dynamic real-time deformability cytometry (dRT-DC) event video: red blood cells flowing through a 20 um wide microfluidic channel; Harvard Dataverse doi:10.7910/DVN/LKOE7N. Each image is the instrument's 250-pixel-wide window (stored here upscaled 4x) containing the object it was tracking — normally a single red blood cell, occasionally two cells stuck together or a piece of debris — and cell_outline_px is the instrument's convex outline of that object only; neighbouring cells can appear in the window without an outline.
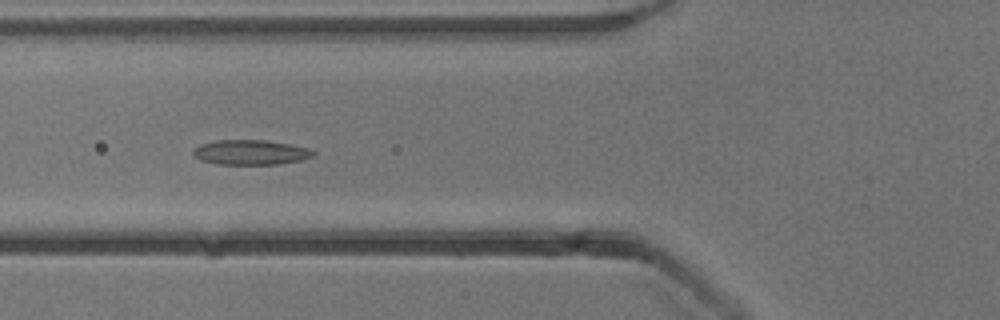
{"species": "common noctule bat (a hibernating species)", "species_latin": "Nyctalus noctula", "temperature_condition": "cold", "stored_images_in_passage": 35, "camera_frame_rate_fps": 3000, "um_per_image_px": 0.085, "animal": {"sex": "male", "body_mass_g": 13.3}, "frame": {"image": 1, "passage_image": 9, "time_ms": 2.667, "image_size_px": [1000, 320], "cell_outline_px": [[316, 156], [300, 160], [276, 164], [216, 164], [200, 160], [192, 152], [200, 144], [216, 140], [264, 140], [288, 144], [308, 148], [316, 152]], "centroid_in_image_um": [21.31, 12.95], "position_along_channel_um": 104.5, "area_um2": 17.28}}
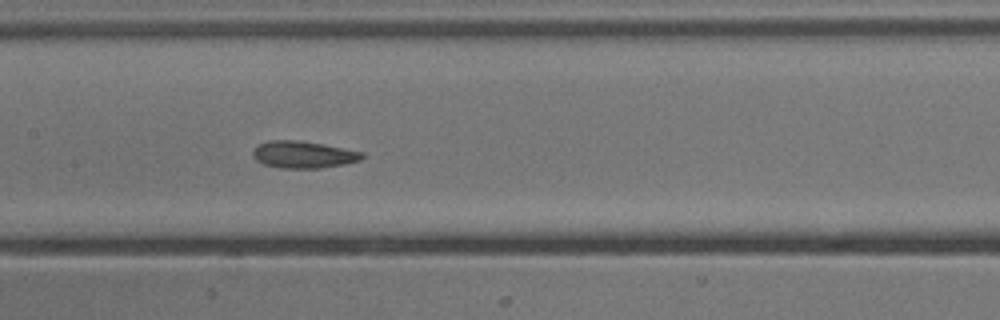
{"frame": {"image": 2, "passage_image": 15, "time_ms": 4.667, "image_size_px": [1000, 320], "cell_outline_px": [[364, 156], [360, 160], [344, 164], [320, 168], [280, 168], [264, 164], [256, 160], [252, 156], [252, 152], [260, 144], [268, 140], [296, 140], [324, 144], [364, 152]], "centroid_in_image_um": [25.79, 13.14], "position_along_channel_um": 181.6, "area_um2": 17.17}}
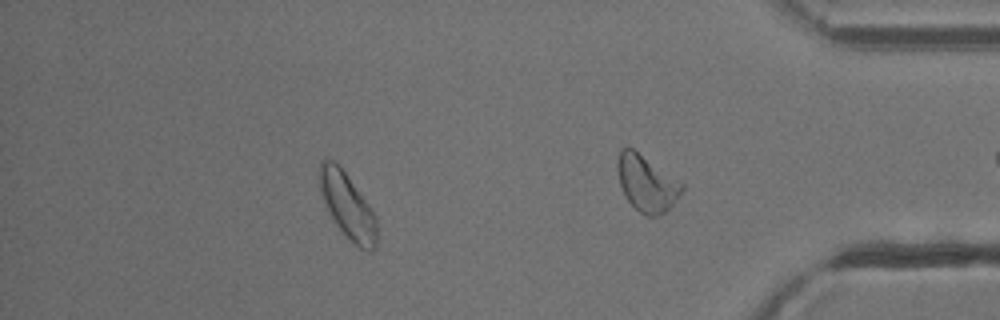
{"frame": {"image": 3, "passage_image": 28, "time_ms": 9.0, "image_size_px": [1000, 320], "cell_outline_px": [[376, 248], [372, 252], [368, 252], [360, 248], [332, 220], [328, 212], [320, 192], [320, 160], [324, 156], [332, 160], [344, 172], [368, 204], [376, 216]], "centroid_in_image_um": [29.53, 17.5], "position_along_channel_um": 405.7, "area_um2": 21.39}, "authors_computed_cell_mechanics": {"area_um2": 17.5712, "velocity_mm_per_s": 3.8298, "shape_relaxation_time_tau1_ms": 3.2665, "shape_relaxation_time_tau2_ms": 2.6715, "deformation_change_tau1": 0.0935, "deformation_change_tau2": 0.0946}}